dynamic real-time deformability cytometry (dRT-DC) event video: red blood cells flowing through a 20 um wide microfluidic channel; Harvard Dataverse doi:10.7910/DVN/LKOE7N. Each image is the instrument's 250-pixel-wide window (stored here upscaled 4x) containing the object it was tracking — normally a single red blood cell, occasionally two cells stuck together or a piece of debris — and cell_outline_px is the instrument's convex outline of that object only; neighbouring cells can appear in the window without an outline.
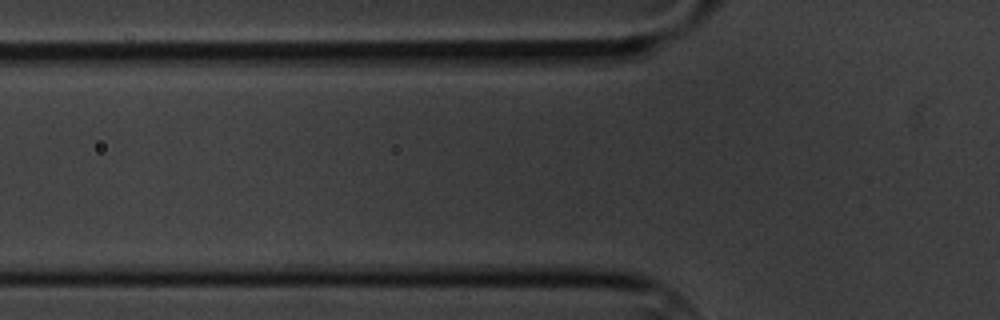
{"species": "common noctule bat (a hibernating species)", "species_latin": "Nyctalus noctula", "temperature_condition": "cold", "stored_images_in_passage": 2, "camera_frame_rate_fps": 3000, "um_per_image_px": 0.085, "animal": {"sex": "male", "body_mass_g": 20.1, "forearm_length_mm": 53.5}, "frame": {"image": 1, "passage_image": 2, "time_ms": 1.333, "image_size_px": [1000, 320], "cell_outline_px": [[604, 52], [560, 68], [548, 72], [496, 72], [504, 52]], "centroid_in_image_um": [45.89, 5.18], "position_along_channel_um": 79.9, "area_um2": 11.04}}